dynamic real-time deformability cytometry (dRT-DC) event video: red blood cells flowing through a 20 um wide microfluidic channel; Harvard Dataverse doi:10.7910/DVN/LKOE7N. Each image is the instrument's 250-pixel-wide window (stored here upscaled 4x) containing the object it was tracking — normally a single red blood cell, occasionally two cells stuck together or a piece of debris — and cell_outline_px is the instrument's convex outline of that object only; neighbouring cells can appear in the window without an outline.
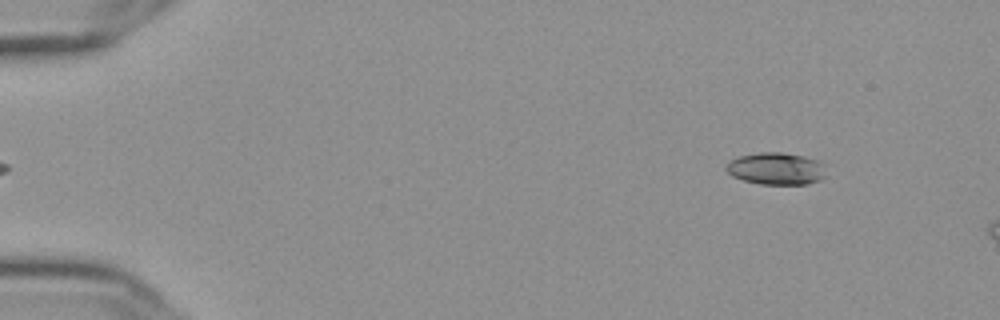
{"species": "Egyptian fruit bat (a non-hibernating species)", "species_latin": "Rousettus aegyptiacus", "temperature_condition": "cold", "stored_images_in_passage": 53, "camera_frame_rate_fps": 3000, "um_per_image_px": 0.085, "frame": {"image": 1, "passage_image": 3, "time_ms": 0.667, "image_size_px": [1000, 320], "cell_outline_px": [[824, 176], [820, 180], [808, 184], [760, 184], [744, 180], [732, 176], [724, 168], [728, 160], [740, 156], [760, 152], [780, 152], [804, 156], [816, 160], [824, 164]], "centroid_in_image_um": [65.94, 14.33], "position_along_channel_um": 19.1, "area_um2": 18.73}}
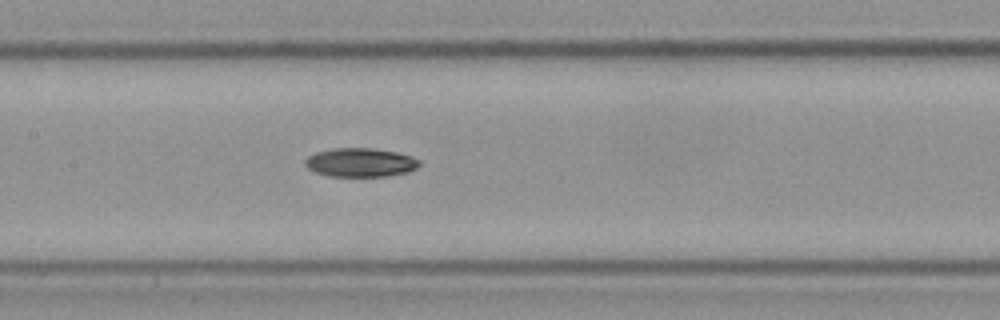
{"frame": {"image": 2, "passage_image": 25, "time_ms": 8.0, "image_size_px": [1000, 320], "cell_outline_px": [[420, 164], [416, 168], [408, 172], [388, 176], [328, 176], [316, 172], [308, 168], [304, 164], [304, 160], [308, 156], [316, 152], [332, 148], [376, 148], [396, 152], [412, 156], [420, 160]], "centroid_in_image_um": [30.64, 13.8], "position_along_channel_um": 176.8, "area_um2": 19.31}}
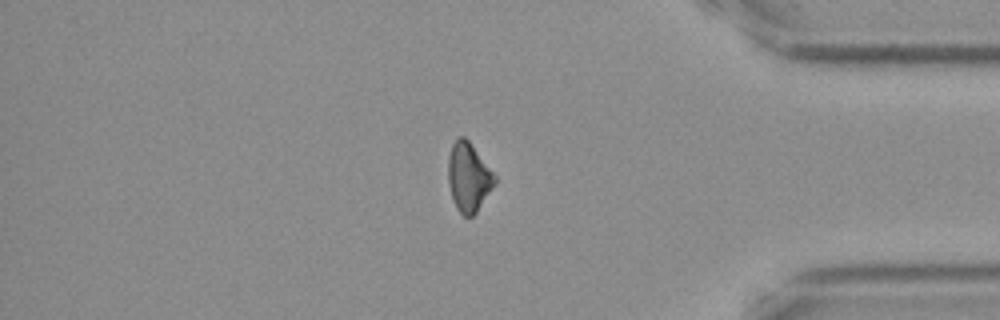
{"frame": {"image": 3, "passage_image": 45, "time_ms": 14.667, "image_size_px": [1000, 320], "cell_outline_px": [[496, 184], [476, 212], [472, 216], [464, 216], [456, 208], [448, 184], [448, 156], [452, 144], [456, 136], [464, 136], [468, 140], [496, 176]], "centroid_in_image_um": [39.82, 15.04], "position_along_channel_um": 395.4, "area_um2": 18.67}}